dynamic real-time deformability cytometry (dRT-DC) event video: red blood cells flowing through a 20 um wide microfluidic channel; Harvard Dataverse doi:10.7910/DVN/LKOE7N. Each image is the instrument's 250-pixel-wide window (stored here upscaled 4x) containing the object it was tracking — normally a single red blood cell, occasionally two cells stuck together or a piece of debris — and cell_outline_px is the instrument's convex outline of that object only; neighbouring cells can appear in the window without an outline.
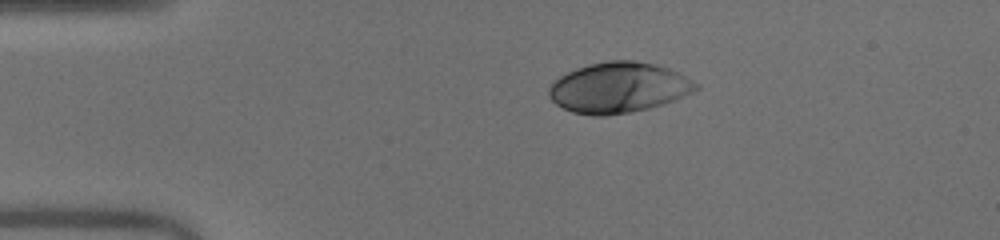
{"species": "human", "species_latin": "Homo sapiens", "temperature_condition": "warm", "stored_images_in_passage": 41, "camera_frame_rate_fps": 3000, "um_per_image_px": 0.085, "donor": {"sex": "male"}, "frame": {"image": 1, "passage_image": 1, "time_ms": 0.0, "image_size_px": [1000, 240], "cell_outline_px": [[700, 88], [692, 92], [672, 100], [648, 108], [628, 112], [604, 116], [592, 116], [572, 112], [556, 104], [548, 96], [548, 88], [560, 76], [576, 68], [588, 64], [608, 60], [632, 60], [656, 64], [668, 68], [700, 84]], "centroid_in_image_um": [52.55, 7.44], "position_along_channel_um": 32.4, "area_um2": 43.0}}
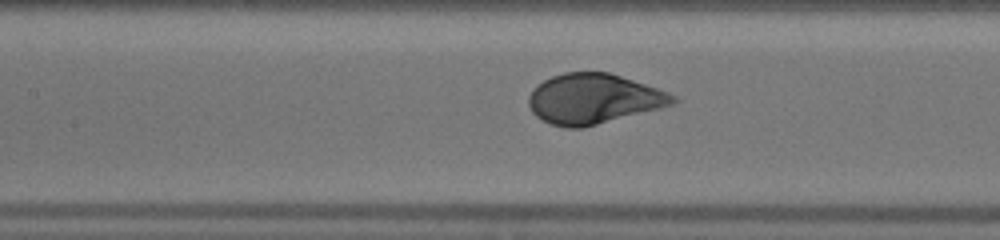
{"frame": {"image": 2, "passage_image": 14, "time_ms": 4.333, "image_size_px": [1000, 240], "cell_outline_px": [[680, 100], [672, 104], [660, 108], [584, 128], [568, 128], [552, 124], [536, 116], [532, 112], [528, 104], [528, 96], [532, 88], [536, 84], [552, 76], [564, 72], [608, 72], [668, 92], [676, 96]], "centroid_in_image_um": [50.42, 8.4], "position_along_channel_um": 157.0, "area_um2": 42.02}}
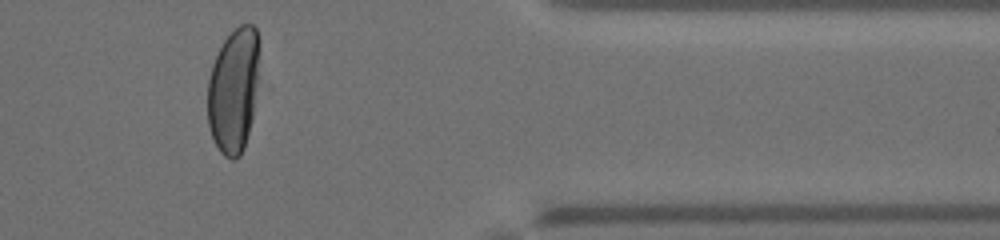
{"frame": {"image": 3, "passage_image": 33, "time_ms": 10.667, "image_size_px": [1000, 240], "cell_outline_px": [[256, 84], [252, 120], [244, 148], [240, 156], [236, 160], [232, 160], [224, 156], [220, 152], [212, 136], [208, 124], [208, 80], [212, 64], [224, 40], [240, 24], [252, 24], [256, 28]], "centroid_in_image_um": [19.81, 7.75], "position_along_channel_um": 391.6, "area_um2": 36.82}, "authors_computed_cell_mechanics": {"area_um2": 43.1188, "velocity_mm_per_s": 4.0407, "shape_relaxation_time_tau1_ms": 2.8714, "shape_relaxation_time_tau2_ms": null, "deformation_change_tau1": 0.1934, "deformation_change_tau2": null}}